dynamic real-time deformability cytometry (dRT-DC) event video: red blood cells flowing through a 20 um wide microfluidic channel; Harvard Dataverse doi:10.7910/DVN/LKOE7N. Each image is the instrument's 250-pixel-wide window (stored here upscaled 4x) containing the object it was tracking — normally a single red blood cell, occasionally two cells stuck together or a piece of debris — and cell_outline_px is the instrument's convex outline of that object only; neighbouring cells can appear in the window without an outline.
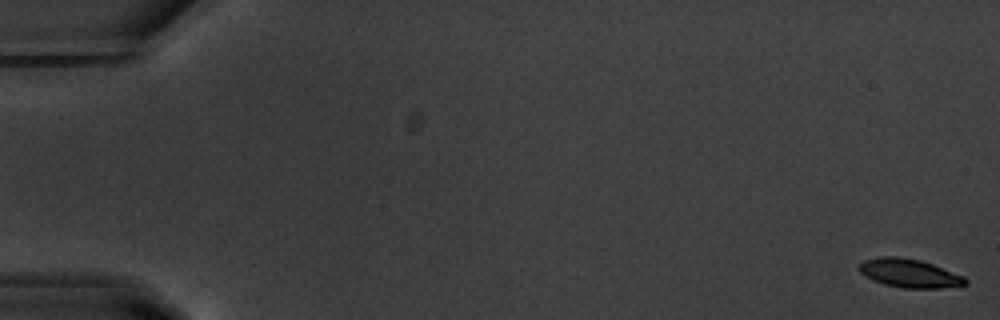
{"species": "common noctule bat (a hibernating species)", "species_latin": "Nyctalus noctula", "temperature_condition": "warm", "stored_images_in_passage": 56, "camera_frame_rate_fps": 3000, "um_per_image_px": 0.085, "animal": {"sex": "male", "body_mass_g": 20.1, "forearm_length_mm": 53.5}, "frame": {"image": 1, "passage_image": 1, "time_ms": 0.0, "image_size_px": [1000, 320], "cell_outline_px": [[968, 284], [940, 288], [904, 288], [884, 284], [872, 280], [864, 276], [860, 272], [860, 264], [864, 260], [880, 256], [900, 256], [920, 260], [932, 264], [964, 276], [968, 280]], "centroid_in_image_um": [77.3, 23.22], "position_along_channel_um": 7.7, "area_um2": 17.69}}
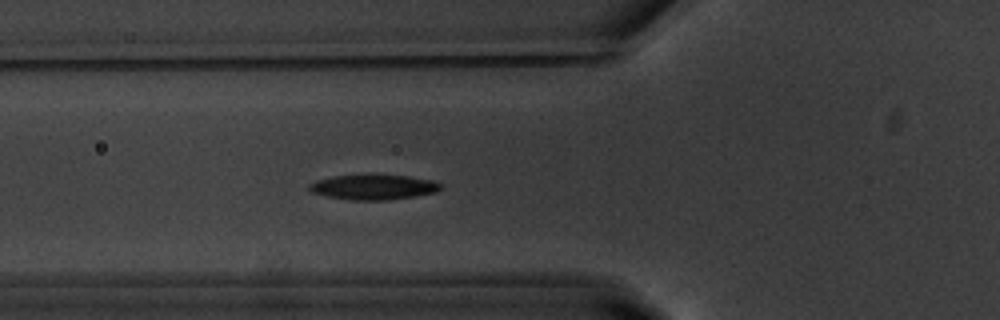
{"frame": {"image": 2, "passage_image": 21, "time_ms": 6.667, "image_size_px": [1000, 320], "cell_outline_px": [[444, 188], [436, 192], [416, 196], [388, 200], [352, 200], [328, 196], [312, 192], [308, 188], [308, 184], [316, 180], [332, 176], [408, 176], [432, 180], [444, 184]], "centroid_in_image_um": [31.8, 15.92], "position_along_channel_um": 94.0, "area_um2": 18.96}}
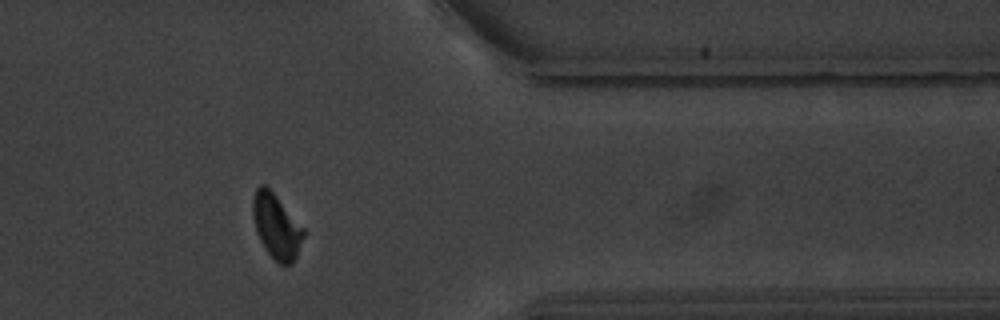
{"frame": {"image": 3, "passage_image": 46, "time_ms": 15.0, "image_size_px": [1000, 320], "cell_outline_px": [[304, 236], [296, 256], [292, 264], [280, 264], [268, 252], [260, 240], [256, 232], [252, 216], [252, 200], [256, 188], [260, 184], [264, 184], [276, 196], [304, 228]], "centroid_in_image_um": [23.47, 19.22], "position_along_channel_um": 387.9, "area_um2": 18.84}, "authors_computed_cell_mechanics": {"area_um2": 18.8428, "velocity_mm_per_s": 3.6833, "shape_relaxation_time_tau1_ms": 2.809, "shape_relaxation_time_tau2_ms": 2.8772, "deformation_change_tau1": 0.1473, "deformation_change_tau2": 0.066}}